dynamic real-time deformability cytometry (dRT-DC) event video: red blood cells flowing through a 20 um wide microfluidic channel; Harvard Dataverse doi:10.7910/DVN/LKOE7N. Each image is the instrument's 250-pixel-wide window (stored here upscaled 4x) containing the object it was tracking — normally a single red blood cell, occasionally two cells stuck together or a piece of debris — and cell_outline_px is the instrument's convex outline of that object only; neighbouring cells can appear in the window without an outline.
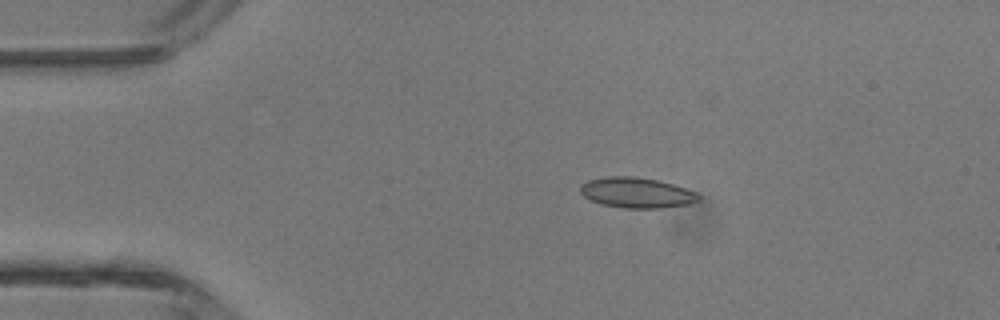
{"species": "common noctule bat (a hibernating species)", "species_latin": "Nyctalus noctula", "temperature_condition": "room temperature", "stored_images_in_passage": 5, "camera_frame_rate_fps": 3000, "um_per_image_px": 0.085, "animal": {"sex": "male", "body_mass_g": 13.3}, "frame": {"image": 1, "passage_image": 3, "time_ms": 2.333, "image_size_px": [1000, 320], "cell_outline_px": [[700, 200], [688, 204], [660, 208], [624, 208], [600, 204], [584, 196], [580, 192], [580, 184], [588, 180], [604, 176], [632, 176], [656, 180], [672, 184], [696, 192], [700, 196]], "centroid_in_image_um": [54.08, 16.38], "position_along_channel_um": 30.9, "area_um2": 20.92}}
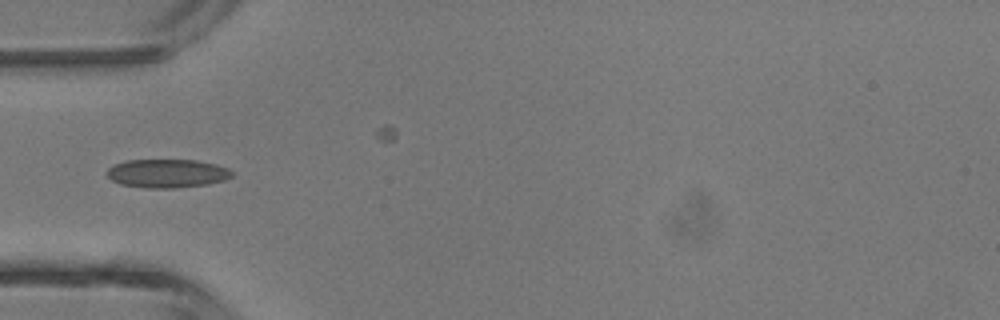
{"frame": {"image": 2, "passage_image": 5, "time_ms": 4.333, "image_size_px": [1000, 320], "cell_outline_px": [[232, 176], [224, 180], [208, 184], [176, 188], [148, 188], [120, 184], [112, 180], [104, 172], [112, 164], [128, 160], [196, 160], [216, 164], [228, 168], [232, 172]], "centroid_in_image_um": [14.18, 14.73], "position_along_channel_um": 70.8, "area_um2": 20.92}}